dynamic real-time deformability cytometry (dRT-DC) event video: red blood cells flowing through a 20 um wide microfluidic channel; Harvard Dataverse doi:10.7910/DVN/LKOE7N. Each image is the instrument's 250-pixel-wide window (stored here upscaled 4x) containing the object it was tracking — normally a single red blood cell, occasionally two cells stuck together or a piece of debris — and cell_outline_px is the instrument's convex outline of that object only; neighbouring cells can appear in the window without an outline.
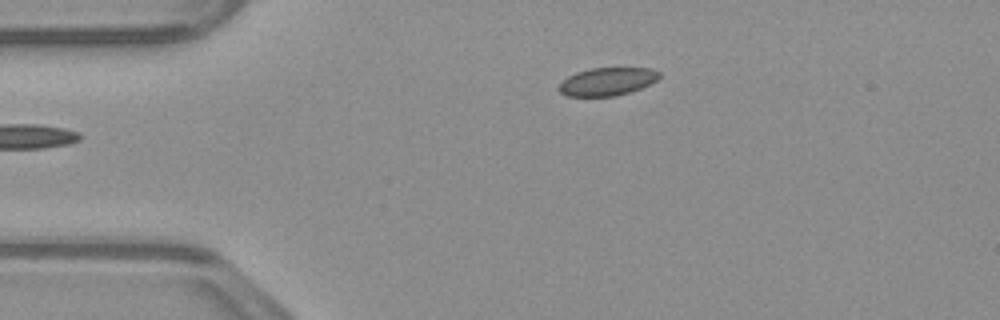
{"species": "common noctule bat (a hibernating species)", "species_latin": "Nyctalus noctula", "temperature_condition": "warm", "stored_images_in_passage": 37, "camera_frame_rate_fps": 3000, "um_per_image_px": 0.085, "animal": {"sex": "male", "body_mass_g": 23.1, "forearm_length_mm": 52.7}, "frame": {"image": 1, "passage_image": 1, "time_ms": 0.0, "image_size_px": [1000, 320], "cell_outline_px": [[660, 76], [656, 80], [640, 88], [616, 96], [568, 96], [560, 92], [556, 88], [568, 76], [576, 72], [592, 68], [652, 68], [660, 72]], "centroid_in_image_um": [51.6, 6.93], "position_along_channel_um": 33.4, "area_um2": 16.24}}
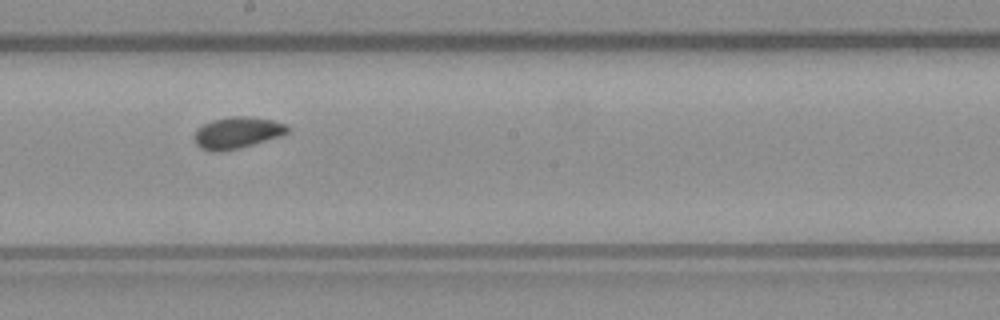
{"frame": {"image": 2, "passage_image": 19, "time_ms": 6.0, "image_size_px": [1000, 320], "cell_outline_px": [[288, 132], [280, 136], [240, 148], [220, 152], [212, 152], [200, 148], [196, 144], [192, 136], [196, 128], [212, 120], [232, 116], [248, 116], [272, 120], [288, 124]], "centroid_in_image_um": [20.11, 11.28], "position_along_channel_um": 228.1, "area_um2": 17.34}}
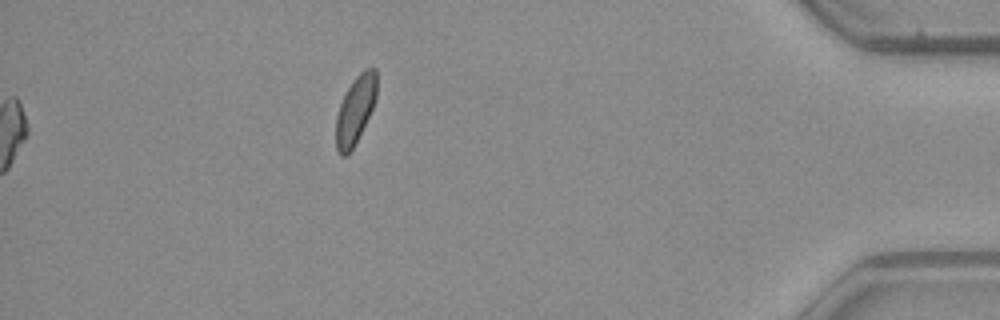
{"frame": {"image": 3, "passage_image": 37, "time_ms": 12.0, "image_size_px": [1000, 320], "cell_outline_px": [[376, 100], [348, 156], [340, 156], [336, 148], [336, 116], [340, 104], [352, 80], [364, 68], [376, 68]], "centroid_in_image_um": [30.19, 9.33], "position_along_channel_um": 405.0, "area_um2": 15.84}, "authors_computed_cell_mechanics": {"area_um2": 16.6464, "velocity_mm_per_s": 3.8767, "shape_relaxation_time_tau1_ms": 7.9058, "shape_relaxation_time_tau2_ms": 1.5001, "deformation_change_tau1": 0.0798, "deformation_change_tau2": 0.0522}}